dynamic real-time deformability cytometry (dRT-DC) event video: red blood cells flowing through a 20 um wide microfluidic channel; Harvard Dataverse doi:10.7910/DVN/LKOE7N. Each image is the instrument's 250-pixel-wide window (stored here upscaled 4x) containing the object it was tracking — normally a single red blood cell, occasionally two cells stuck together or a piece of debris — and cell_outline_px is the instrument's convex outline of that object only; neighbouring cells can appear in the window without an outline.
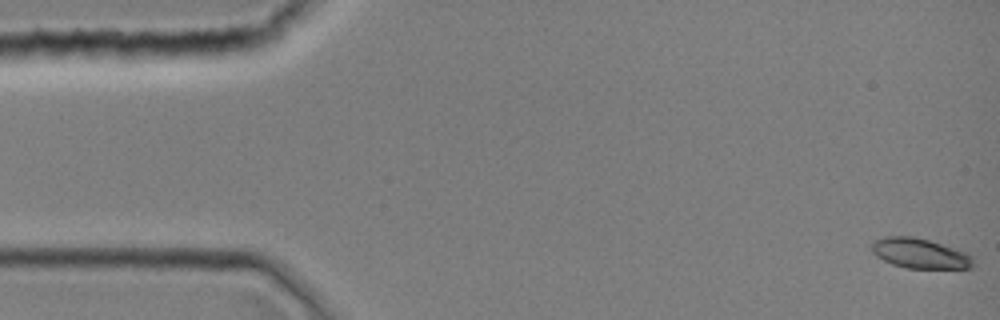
{"species": "common noctule bat (a hibernating species)", "species_latin": "Nyctalus noctula", "temperature_condition": "room temperature", "stored_images_in_passage": 7, "camera_frame_rate_fps": 3000, "um_per_image_px": 0.085, "animal": {"sex": "female", "body_mass_g": 19.0, "forearm_length_mm": 51.5}, "frame": {"image": 1, "passage_image": 1, "time_ms": 0.0, "image_size_px": [1000, 320], "cell_outline_px": [[976, 264], [972, 268], [904, 268], [892, 264], [876, 256], [872, 252], [872, 240], [884, 236], [912, 236], [928, 240], [968, 252], [972, 256]], "centroid_in_image_um": [78.21, 21.54], "position_along_channel_um": 6.8, "area_um2": 17.98}}